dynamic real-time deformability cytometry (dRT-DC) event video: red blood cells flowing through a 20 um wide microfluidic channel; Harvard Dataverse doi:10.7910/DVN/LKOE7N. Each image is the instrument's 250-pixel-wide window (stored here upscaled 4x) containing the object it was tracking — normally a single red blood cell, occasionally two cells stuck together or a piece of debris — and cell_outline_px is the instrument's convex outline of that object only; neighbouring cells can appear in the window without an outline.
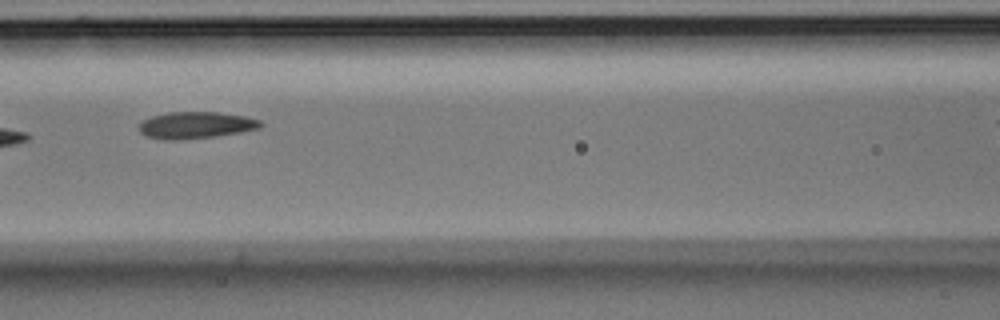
{"species": "Egyptian fruit bat (a non-hibernating species)", "species_latin": "Rousettus aegyptiacus", "temperature_condition": "room temperature", "stored_images_in_passage": 6, "segment_of_instrument_passage": [1, 2], "camera_frame_rate_fps": 3000, "um_per_image_px": 0.085, "animal": {"sex": "male"}, "frame": {"image": 1, "passage_image": 5, "time_ms": 1.333, "image_size_px": [1000, 320], "cell_outline_px": [[264, 124], [260, 128], [240, 132], [216, 136], [176, 140], [160, 140], [148, 136], [140, 132], [136, 124], [152, 116], [168, 112], [216, 112], [244, 116], [260, 120]], "centroid_in_image_um": [16.61, 10.64], "position_along_channel_um": 150.0, "area_um2": 19.02}}